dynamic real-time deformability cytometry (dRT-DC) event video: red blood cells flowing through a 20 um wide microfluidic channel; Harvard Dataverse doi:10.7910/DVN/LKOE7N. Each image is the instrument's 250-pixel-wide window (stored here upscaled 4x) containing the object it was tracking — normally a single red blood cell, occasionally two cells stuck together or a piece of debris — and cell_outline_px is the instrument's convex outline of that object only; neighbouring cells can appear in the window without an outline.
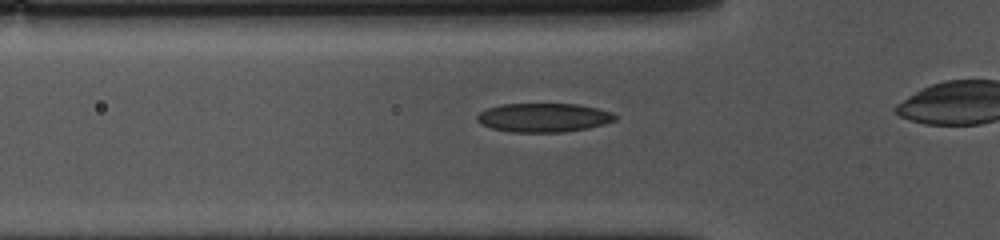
{"species": "common noctule bat (a hibernating species)", "species_latin": "Nyctalus noctula", "temperature_condition": "cold", "stored_images_in_passage": 37, "camera_frame_rate_fps": 3000, "um_per_image_px": 0.085, "animal": {"sex": "female", "body_mass_g": 10.0, "forearm_length_mm": 53.1}, "frame": {"image": 1, "passage_image": 12, "time_ms": 3.667, "image_size_px": [1000, 240], "cell_outline_px": [[616, 120], [604, 124], [588, 128], [564, 132], [512, 132], [492, 128], [480, 124], [476, 120], [476, 116], [480, 112], [488, 108], [500, 104], [576, 104], [596, 108], [612, 112], [616, 116]], "centroid_in_image_um": [46.19, 10.0], "position_along_channel_um": 79.6, "area_um2": 23.24}}
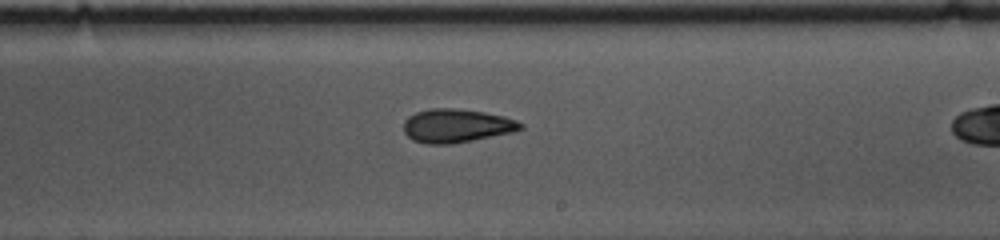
{"frame": {"image": 2, "passage_image": 26, "time_ms": 8.333, "image_size_px": [1000, 240], "cell_outline_px": [[524, 128], [512, 132], [452, 144], [424, 144], [412, 140], [404, 132], [404, 120], [408, 116], [416, 112], [428, 108], [452, 108], [484, 112], [504, 116], [516, 120], [524, 124]], "centroid_in_image_um": [38.78, 10.69], "position_along_channel_um": 250.2, "area_um2": 22.95}}
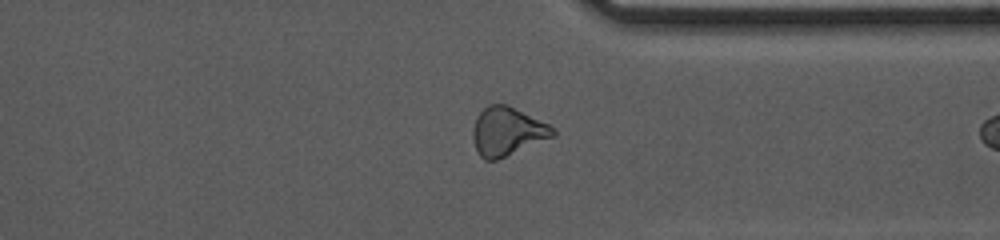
{"frame": {"image": 3, "passage_image": 36, "time_ms": 11.667, "image_size_px": [1000, 240], "cell_outline_px": [[556, 136], [496, 160], [484, 160], [480, 156], [476, 148], [472, 136], [472, 128], [476, 116], [488, 104], [508, 104], [556, 128]], "centroid_in_image_um": [43.12, 11.16], "position_along_channel_um": 368.3, "area_um2": 22.77}}